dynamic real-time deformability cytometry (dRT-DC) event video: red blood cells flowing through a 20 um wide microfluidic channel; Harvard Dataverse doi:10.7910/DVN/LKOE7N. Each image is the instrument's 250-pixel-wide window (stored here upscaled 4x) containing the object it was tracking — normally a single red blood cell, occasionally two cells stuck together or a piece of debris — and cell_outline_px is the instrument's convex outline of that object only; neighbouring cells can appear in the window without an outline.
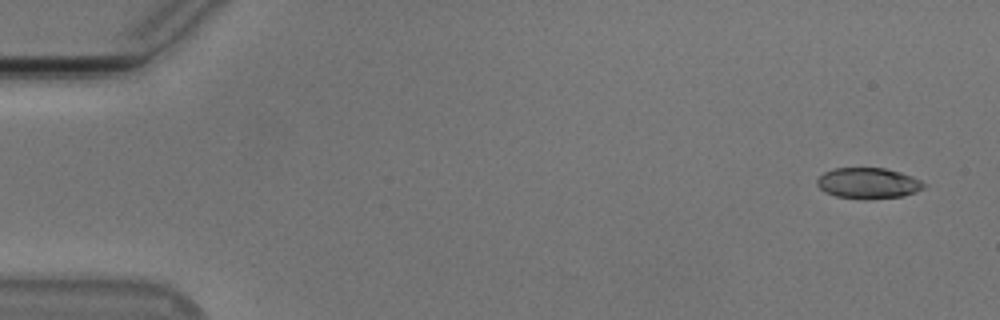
{"species": "Egyptian fruit bat (a non-hibernating species)", "species_latin": "Rousettus aegyptiacus", "temperature_condition": "cold", "stored_images_in_passage": 55, "camera_frame_rate_fps": 3000, "um_per_image_px": 0.085, "animal": {"sex": "male"}, "frame": {"image": 1, "passage_image": 3, "time_ms": 0.667, "image_size_px": [1000, 320], "cell_outline_px": [[928, 184], [924, 188], [916, 192], [904, 196], [864, 200], [836, 196], [824, 192], [816, 184], [816, 180], [824, 172], [836, 168], [884, 168], [900, 172], [912, 176]], "centroid_in_image_um": [73.81, 15.58], "position_along_channel_um": 11.2, "area_um2": 19.42}}
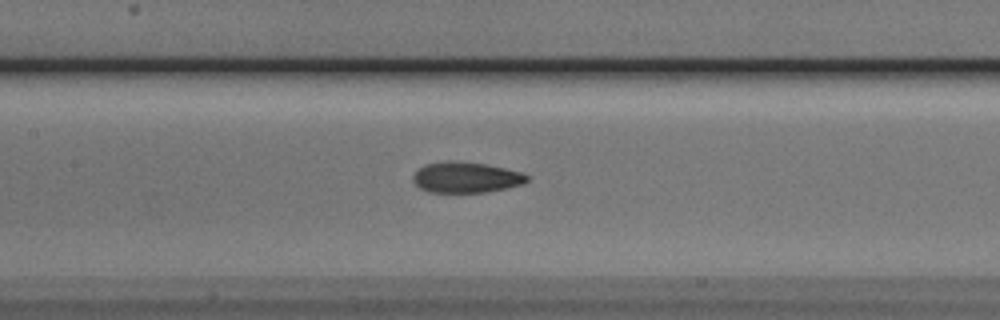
{"frame": {"image": 2, "passage_image": 26, "time_ms": 8.333, "image_size_px": [1000, 320], "cell_outline_px": [[528, 180], [524, 184], [508, 188], [488, 192], [428, 192], [420, 188], [412, 180], [412, 176], [424, 164], [448, 160], [456, 160], [484, 164], [504, 168], [520, 172], [528, 176]], "centroid_in_image_um": [39.6, 15.07], "position_along_channel_um": 167.8, "area_um2": 20.52}}
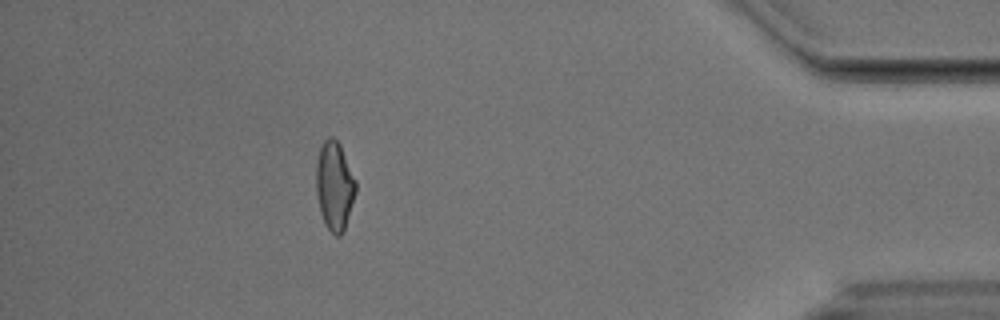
{"frame": {"image": 3, "passage_image": 49, "time_ms": 16.0, "image_size_px": [1000, 320], "cell_outline_px": [[356, 192], [344, 232], [340, 236], [336, 236], [324, 224], [320, 212], [316, 192], [316, 164], [320, 148], [324, 140], [328, 136], [332, 136], [340, 144], [356, 180]], "centroid_in_image_um": [28.43, 15.81], "position_along_channel_um": 406.8, "area_um2": 20.63}, "authors_computed_cell_mechanics": {"area_um2": 20.3456, "velocity_mm_per_s": 3.7741, "shape_relaxation_time_tau1_ms": 4.1383, "shape_relaxation_time_tau2_ms": 2.1045, "deformation_change_tau1": 0.1456, "deformation_change_tau2": 0.083}}